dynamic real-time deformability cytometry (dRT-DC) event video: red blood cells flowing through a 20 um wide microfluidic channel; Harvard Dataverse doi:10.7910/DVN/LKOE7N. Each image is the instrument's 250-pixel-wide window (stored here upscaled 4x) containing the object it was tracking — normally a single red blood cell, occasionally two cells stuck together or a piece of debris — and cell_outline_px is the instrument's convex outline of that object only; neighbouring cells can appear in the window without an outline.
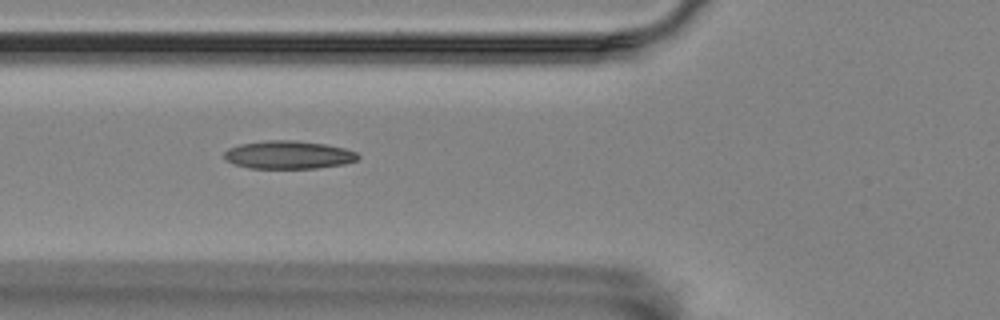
{"species": "Egyptian fruit bat (a non-hibernating species)", "species_latin": "Rousettus aegyptiacus", "temperature_condition": "room temperature", "stored_images_in_passage": 39, "camera_frame_rate_fps": 3000, "um_per_image_px": 0.085, "animal": {"sex": "female"}, "frame": {"image": 1, "passage_image": 5, "time_ms": 1.333, "image_size_px": [1000, 320], "cell_outline_px": [[360, 156], [356, 160], [344, 164], [316, 168], [248, 168], [232, 164], [224, 160], [224, 152], [228, 148], [240, 144], [268, 140], [296, 140], [324, 144], [344, 148], [356, 152]], "centroid_in_image_um": [24.48, 13.16], "position_along_channel_um": 101.3, "area_um2": 21.96}}
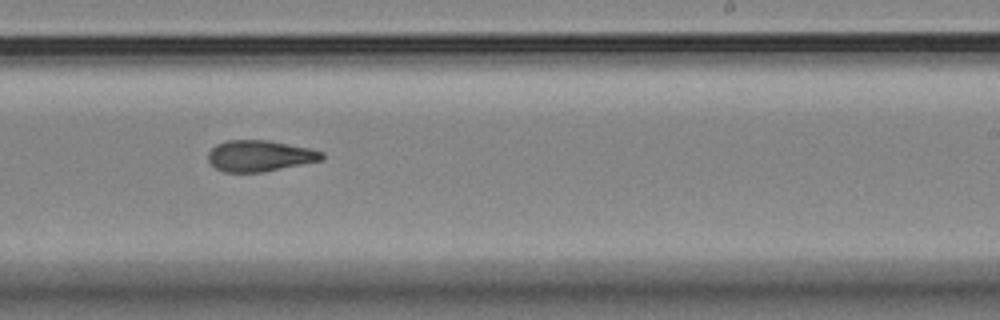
{"frame": {"image": 2, "passage_image": 19, "time_ms": 6.0, "image_size_px": [1000, 320], "cell_outline_px": [[324, 160], [260, 172], [224, 172], [216, 168], [208, 160], [208, 152], [216, 144], [228, 140], [268, 140], [312, 148], [324, 152]], "centroid_in_image_um": [22.1, 13.24], "position_along_channel_um": 266.9, "area_um2": 20.69}}
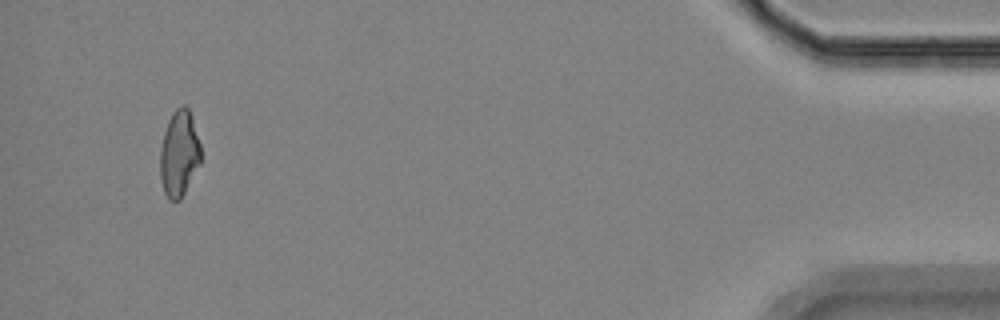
{"frame": {"image": 3, "passage_image": 38, "time_ms": 12.333, "image_size_px": [1000, 320], "cell_outline_px": [[200, 164], [180, 200], [168, 200], [164, 192], [160, 176], [160, 148], [164, 132], [168, 120], [172, 112], [180, 104], [184, 104], [188, 108], [192, 116], [200, 144]], "centroid_in_image_um": [15.22, 13.03], "position_along_channel_um": 420.0, "area_um2": 20.52}}